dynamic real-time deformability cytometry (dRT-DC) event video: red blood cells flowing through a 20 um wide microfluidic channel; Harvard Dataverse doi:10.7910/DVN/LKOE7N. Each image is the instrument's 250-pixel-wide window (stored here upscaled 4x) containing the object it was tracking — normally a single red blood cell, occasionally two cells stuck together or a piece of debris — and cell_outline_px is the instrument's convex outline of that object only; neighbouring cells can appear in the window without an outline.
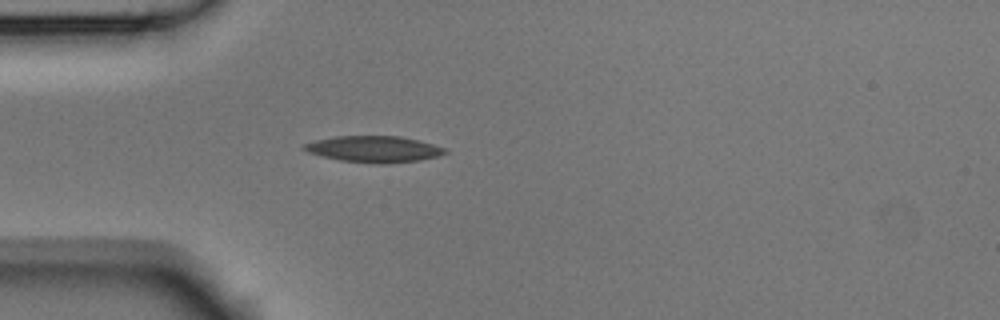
{"species": "Egyptian fruit bat (a non-hibernating species)", "species_latin": "Rousettus aegyptiacus", "temperature_condition": "room temperature", "stored_images_in_passage": 2, "camera_frame_rate_fps": 3000, "um_per_image_px": 0.085, "animal": {"sex": "male"}, "frame": {"image": 1, "passage_image": 2, "time_ms": 0.333, "image_size_px": [1000, 320], "cell_outline_px": [[448, 152], [436, 156], [416, 160], [388, 164], [376, 164], [340, 160], [308, 152], [300, 148], [300, 144], [316, 140], [336, 136], [400, 136], [432, 144], [444, 148]], "centroid_in_image_um": [31.71, 12.67], "position_along_channel_um": 53.3, "area_um2": 21.44}}